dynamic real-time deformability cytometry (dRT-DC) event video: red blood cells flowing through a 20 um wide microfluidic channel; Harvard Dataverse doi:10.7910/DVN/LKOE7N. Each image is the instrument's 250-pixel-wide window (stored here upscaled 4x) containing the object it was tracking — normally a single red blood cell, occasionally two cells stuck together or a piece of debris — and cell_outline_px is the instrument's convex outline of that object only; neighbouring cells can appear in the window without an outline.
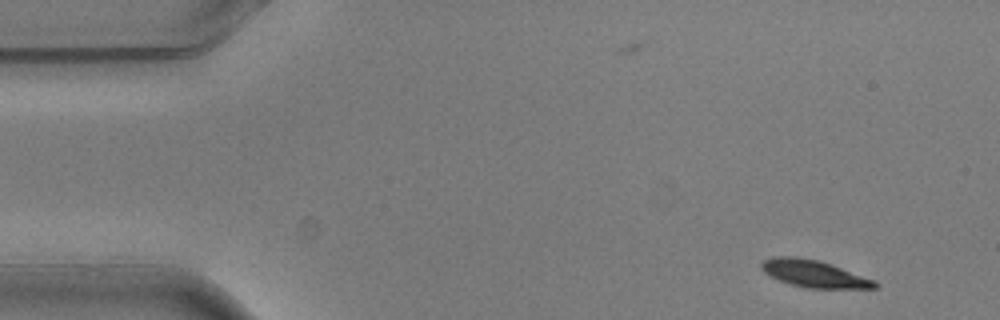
{"species": "common noctule bat (a hibernating species)", "species_latin": "Nyctalus noctula", "temperature_condition": "warm", "stored_images_in_passage": 5, "camera_frame_rate_fps": 3000, "um_per_image_px": 0.085, "animal": {"sex": "male", "body_mass_g": 20.5, "forearm_length_mm": 52.5}, "frame": {"image": 1, "passage_image": 1, "time_ms": 0.0, "image_size_px": [1000, 320], "cell_outline_px": [[880, 284], [876, 288], [804, 288], [768, 276], [760, 268], [760, 264], [764, 260], [772, 256], [796, 256], [820, 260], [876, 280]], "centroid_in_image_um": [69.19, 23.25], "position_along_channel_um": 15.8, "area_um2": 18.15}}
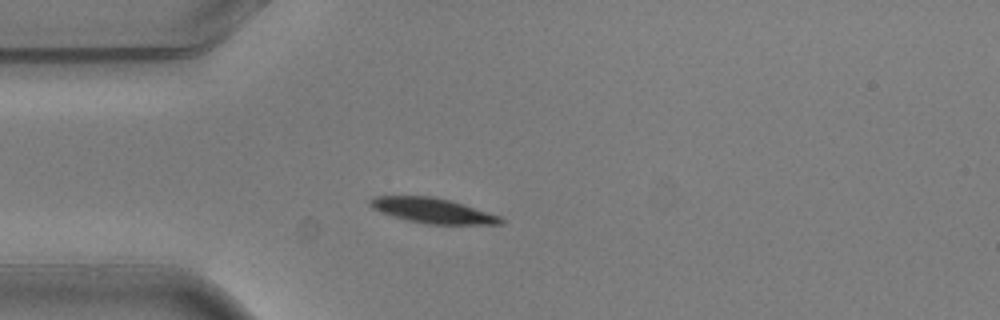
{"frame": {"image": 2, "passage_image": 4, "time_ms": 1.0, "image_size_px": [1000, 320], "cell_outline_px": [[504, 224], [428, 224], [404, 220], [372, 208], [368, 204], [368, 200], [376, 196], [428, 196], [448, 200], [500, 216], [504, 220]], "centroid_in_image_um": [36.73, 17.91], "position_along_channel_um": 48.3, "area_um2": 18.79}}